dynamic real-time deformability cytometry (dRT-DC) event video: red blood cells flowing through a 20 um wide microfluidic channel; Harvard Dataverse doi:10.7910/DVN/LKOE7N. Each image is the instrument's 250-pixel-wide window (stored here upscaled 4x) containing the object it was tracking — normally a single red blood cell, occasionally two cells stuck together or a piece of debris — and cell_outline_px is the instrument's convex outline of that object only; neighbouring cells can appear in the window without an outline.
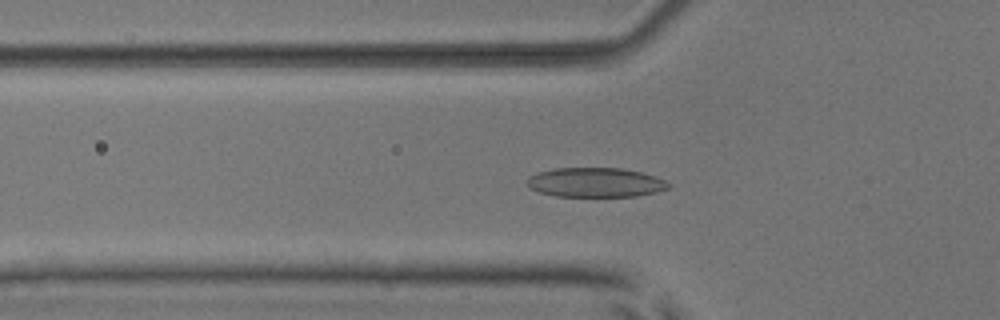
{"species": "common noctule bat (a hibernating species)", "species_latin": "Nyctalus noctula", "temperature_condition": "room temperature", "stored_images_in_passage": 41, "camera_frame_rate_fps": 3000, "um_per_image_px": 0.085, "animal": {"sex": "male", "body_mass_g": 17.9, "forearm_length_mm": 54.2}, "frame": {"image": 1, "passage_image": 6, "time_ms": 1.667, "image_size_px": [1000, 320], "cell_outline_px": [[672, 188], [656, 192], [636, 196], [556, 196], [540, 192], [528, 188], [528, 176], [536, 172], [552, 168], [620, 168], [640, 172], [656, 176], [672, 184]], "centroid_in_image_um": [50.62, 15.5], "position_along_channel_um": 75.2, "area_um2": 24.45}}
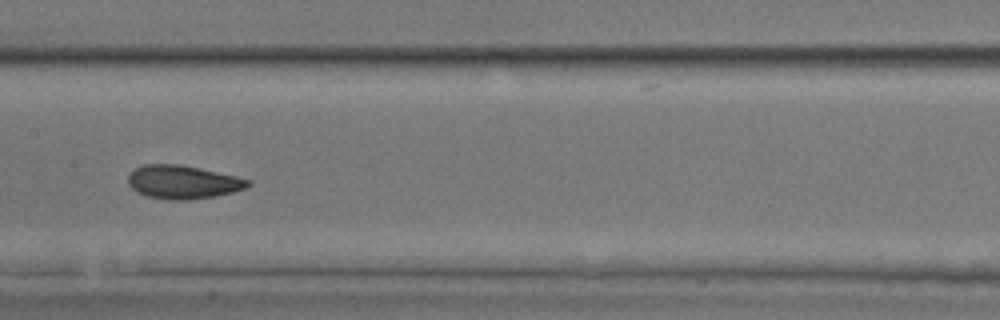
{"frame": {"image": 2, "passage_image": 15, "time_ms": 4.667, "image_size_px": [1000, 320], "cell_outline_px": [[252, 184], [244, 188], [232, 192], [212, 196], [188, 200], [176, 200], [148, 196], [136, 192], [128, 184], [128, 176], [136, 168], [144, 164], [180, 164], [200, 168], [236, 176], [252, 180]], "centroid_in_image_um": [15.55, 15.46], "position_along_channel_um": 191.9, "area_um2": 23.18}}
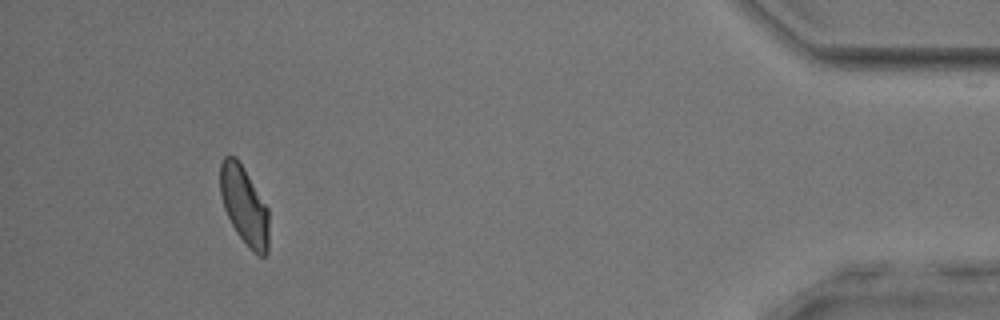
{"frame": {"image": 3, "passage_image": 37, "time_ms": 12.0, "image_size_px": [1000, 320], "cell_outline_px": [[268, 252], [264, 256], [260, 256], [252, 252], [248, 248], [236, 232], [224, 208], [220, 196], [220, 164], [224, 156], [236, 156], [244, 168], [268, 208]], "centroid_in_image_um": [20.76, 17.48], "position_along_channel_um": 414.4, "area_um2": 22.25}, "authors_computed_cell_mechanics": {"area_um2": 22.8888, "velocity_mm_per_s": 3.8872, "shape_relaxation_time_tau1_ms": 3.2543, "shape_relaxation_time_tau2_ms": 1.6903, "deformation_change_tau1": 0.1245, "deformation_change_tau2": 0.0673}}